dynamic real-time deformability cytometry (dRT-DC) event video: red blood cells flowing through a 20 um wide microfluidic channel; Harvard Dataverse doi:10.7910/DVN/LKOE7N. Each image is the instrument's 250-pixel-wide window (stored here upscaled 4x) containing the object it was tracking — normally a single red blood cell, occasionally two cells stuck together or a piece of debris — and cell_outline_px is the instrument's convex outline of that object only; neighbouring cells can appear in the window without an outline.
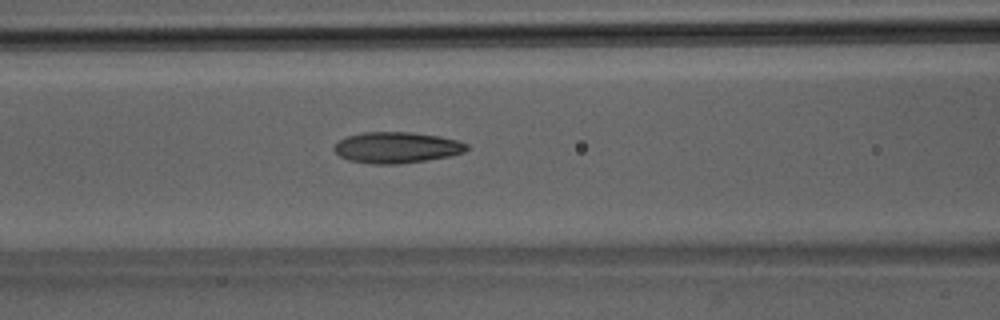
{"species": "Egyptian fruit bat (a non-hibernating species)", "species_latin": "Rousettus aegyptiacus", "temperature_condition": "room temperature", "stored_images_in_passage": 30, "camera_frame_rate_fps": 3000, "um_per_image_px": 0.085, "animal": {"sex": "male"}, "frame": {"image": 1, "passage_image": 7, "time_ms": 2.0, "image_size_px": [1000, 320], "cell_outline_px": [[468, 148], [464, 152], [452, 156], [396, 164], [372, 164], [348, 160], [340, 156], [332, 148], [340, 140], [348, 136], [364, 132], [408, 132], [440, 136], [456, 140], [468, 144]], "centroid_in_image_um": [33.72, 12.54], "position_along_channel_um": 132.9, "area_um2": 23.87}}
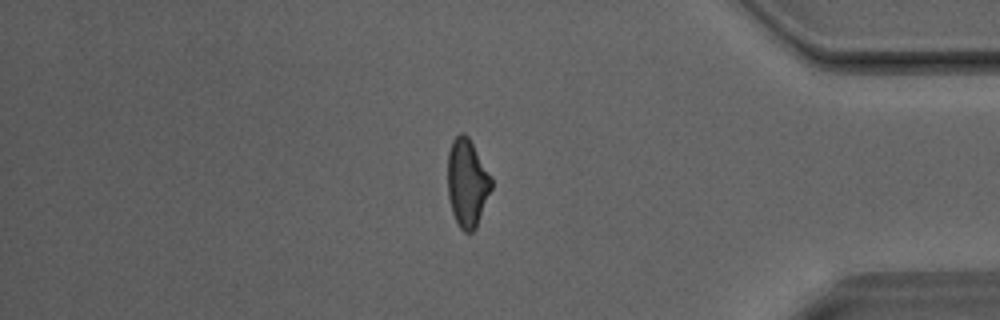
{"frame": {"image": 2, "passage_image": 24, "time_ms": 7.667, "image_size_px": [1000, 320], "cell_outline_px": [[492, 188], [476, 228], [472, 232], [464, 232], [460, 228], [452, 212], [448, 196], [448, 152], [452, 140], [460, 132], [464, 132], [468, 136], [492, 176]], "centroid_in_image_um": [39.72, 15.53], "position_along_channel_um": 395.5, "area_um2": 22.54}}
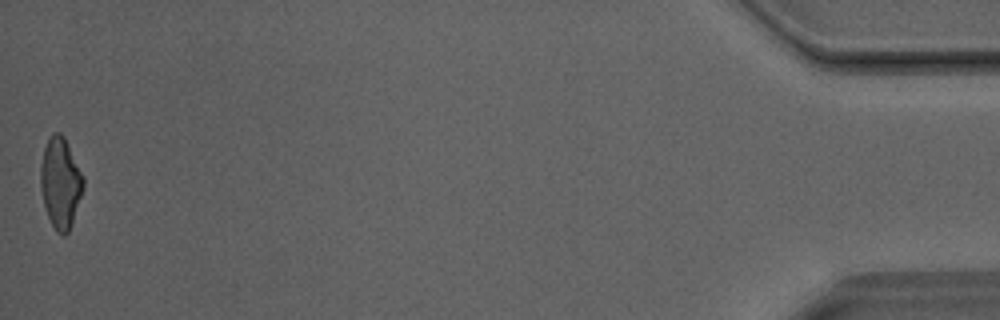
{"frame": {"image": 3, "passage_image": 30, "time_ms": 9.667, "image_size_px": [1000, 320], "cell_outline_px": [[84, 188], [72, 224], [68, 232], [64, 236], [56, 232], [48, 216], [44, 204], [40, 188], [40, 164], [44, 148], [52, 132], [60, 132], [64, 136], [84, 176]], "centroid_in_image_um": [5.14, 15.54], "position_along_channel_um": 430.1, "area_um2": 22.77}}